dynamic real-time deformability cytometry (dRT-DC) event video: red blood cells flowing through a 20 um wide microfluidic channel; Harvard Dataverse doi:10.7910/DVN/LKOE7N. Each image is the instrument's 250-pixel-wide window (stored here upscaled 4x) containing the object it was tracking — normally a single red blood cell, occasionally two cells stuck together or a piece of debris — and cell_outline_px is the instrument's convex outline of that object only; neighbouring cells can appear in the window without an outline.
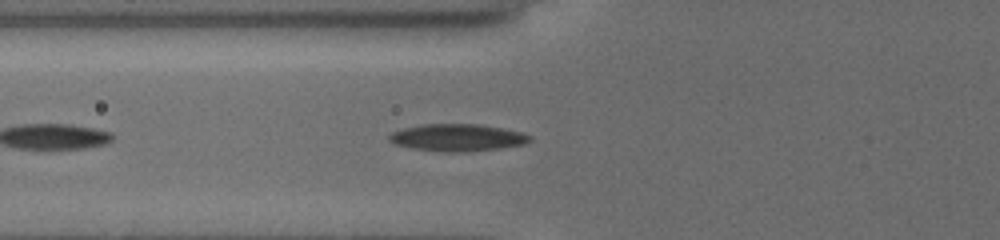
{"species": "common noctule bat (a hibernating species)", "species_latin": "Nyctalus noctula", "temperature_condition": "cold", "stored_images_in_passage": 27, "camera_frame_rate_fps": 3000, "um_per_image_px": 0.085, "animal": {"sex": "female", "body_mass_g": 19.5, "forearm_length_mm": 54.1}, "frame": {"image": 1, "passage_image": 6, "time_ms": 1.667, "image_size_px": [1000, 240], "cell_outline_px": [[532, 140], [524, 144], [500, 148], [468, 152], [444, 152], [412, 148], [396, 144], [388, 140], [388, 136], [392, 132], [404, 128], [424, 124], [476, 124], [500, 128], [520, 132], [532, 136]], "centroid_in_image_um": [38.88, 11.7], "position_along_channel_um": 86.9, "area_um2": 22.14}}
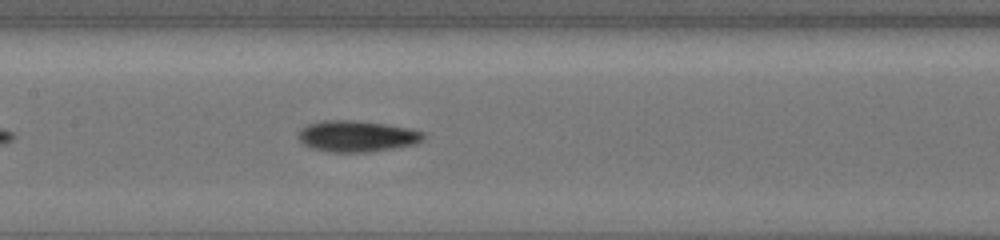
{"frame": {"image": 2, "passage_image": 13, "time_ms": 4.0, "image_size_px": [1000, 240], "cell_outline_px": [[424, 140], [416, 144], [368, 152], [328, 152], [312, 148], [304, 144], [296, 136], [308, 124], [324, 120], [352, 120], [384, 124], [408, 128], [424, 132]], "centroid_in_image_um": [30.34, 11.58], "position_along_channel_um": 177.1, "area_um2": 22.6}}
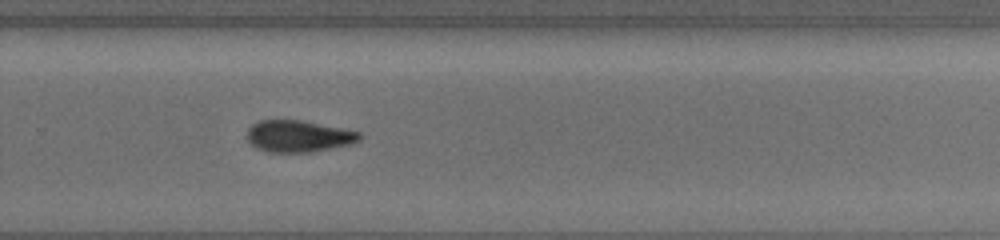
{"frame": {"image": 3, "passage_image": 23, "time_ms": 7.333, "image_size_px": [1000, 240], "cell_outline_px": [[360, 140], [348, 144], [308, 152], [268, 152], [256, 148], [248, 140], [248, 128], [252, 124], [260, 120], [300, 120], [360, 132]], "centroid_in_image_um": [25.31, 11.57], "position_along_channel_um": 304.5, "area_um2": 20.35}}